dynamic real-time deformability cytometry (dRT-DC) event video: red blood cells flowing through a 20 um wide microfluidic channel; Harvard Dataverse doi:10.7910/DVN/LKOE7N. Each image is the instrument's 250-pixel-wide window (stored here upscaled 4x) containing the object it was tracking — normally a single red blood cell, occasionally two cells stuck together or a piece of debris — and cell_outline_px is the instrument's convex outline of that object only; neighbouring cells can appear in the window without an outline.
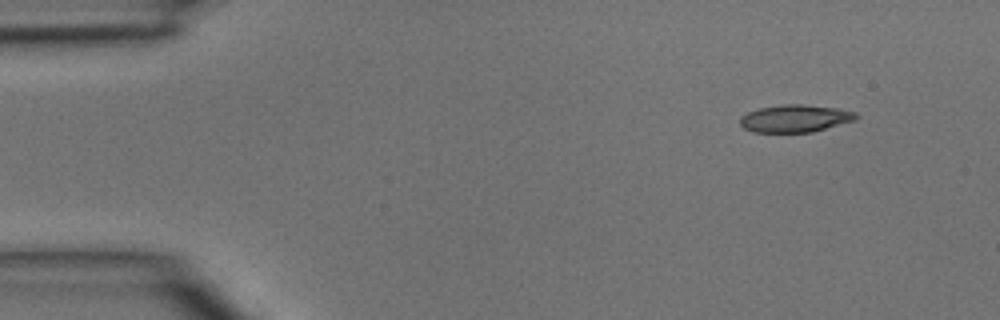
{"species": "common noctule bat (a hibernating species)", "species_latin": "Nyctalus noctula", "temperature_condition": "room temperature", "stored_images_in_passage": 2, "camera_frame_rate_fps": 3000, "um_per_image_px": 0.085, "animal": {"sex": "male", "body_mass_g": 15.6}, "frame": {"image": 1, "passage_image": 2, "time_ms": 0.333, "image_size_px": [1000, 320], "cell_outline_px": [[860, 116], [856, 120], [812, 132], [752, 132], [744, 128], [740, 124], [740, 116], [748, 112], [760, 108], [784, 104], [804, 104], [836, 108], [856, 112]], "centroid_in_image_um": [67.6, 10.07], "position_along_channel_um": 17.4, "area_um2": 18.61}}